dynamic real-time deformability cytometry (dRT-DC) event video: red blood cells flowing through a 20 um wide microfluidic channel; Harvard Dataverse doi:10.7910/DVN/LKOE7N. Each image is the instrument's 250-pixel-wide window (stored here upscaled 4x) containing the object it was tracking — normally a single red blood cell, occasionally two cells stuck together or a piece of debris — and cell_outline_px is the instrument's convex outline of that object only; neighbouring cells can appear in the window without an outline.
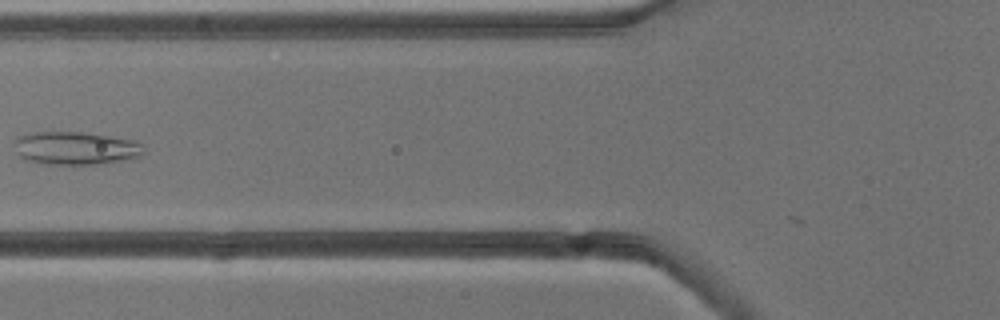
{"species": "common noctule bat (a hibernating species)", "species_latin": "Nyctalus noctula", "temperature_condition": "cold", "stored_images_in_passage": 7, "camera_frame_rate_fps": 3000, "um_per_image_px": 0.085, "animal": {"sex": "male", "body_mass_g": 13.3}, "frame": {"image": 1, "passage_image": 6, "time_ms": 6.667, "image_size_px": [1000, 320], "cell_outline_px": [[144, 152], [140, 156], [120, 160], [96, 164], [44, 164], [24, 160], [16, 152], [16, 140], [20, 136], [32, 132], [80, 132], [136, 140], [144, 148]], "centroid_in_image_um": [6.41, 12.59], "position_along_channel_um": 119.4, "area_um2": 24.68}}